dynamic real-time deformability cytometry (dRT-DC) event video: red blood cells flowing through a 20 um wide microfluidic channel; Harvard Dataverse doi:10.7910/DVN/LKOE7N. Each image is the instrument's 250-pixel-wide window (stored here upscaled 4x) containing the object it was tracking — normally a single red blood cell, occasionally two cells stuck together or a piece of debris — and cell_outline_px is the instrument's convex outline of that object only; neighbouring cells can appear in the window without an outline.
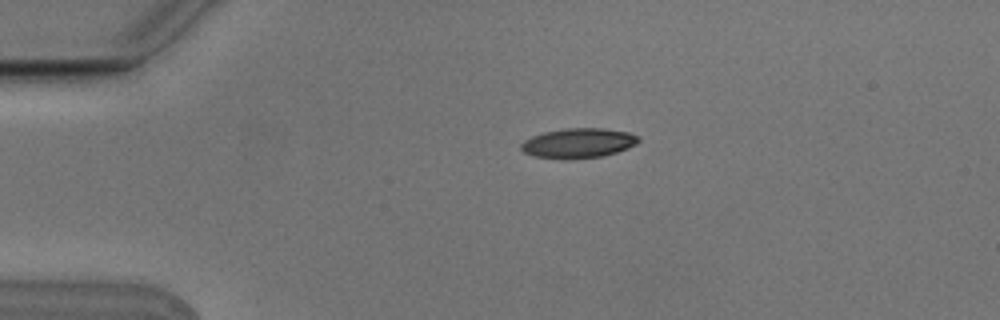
{"species": "Egyptian fruit bat (a non-hibernating species)", "species_latin": "Rousettus aegyptiacus", "temperature_condition": "cold", "stored_images_in_passage": 4, "camera_frame_rate_fps": 3000, "um_per_image_px": 0.085, "animal": {"sex": "male"}, "frame": {"image": 1, "passage_image": 1, "time_ms": 0.0, "image_size_px": [1000, 320], "cell_outline_px": [[640, 140], [636, 144], [628, 148], [604, 156], [572, 160], [564, 160], [532, 156], [524, 152], [520, 148], [520, 144], [524, 140], [532, 136], [544, 132], [564, 128], [604, 128], [628, 132], [636, 136]], "centroid_in_image_um": [49.12, 12.18], "position_along_channel_um": 35.9, "area_um2": 20.69}}
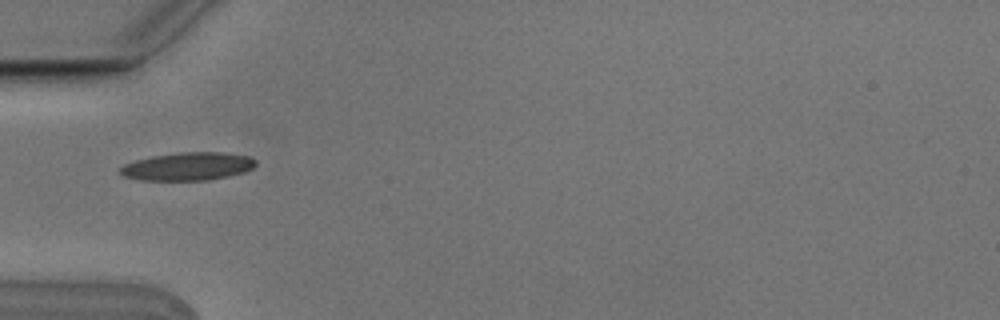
{"frame": {"image": 2, "passage_image": 2, "time_ms": 0.333, "image_size_px": [1000, 320], "cell_outline_px": [[256, 164], [252, 168], [244, 172], [228, 176], [208, 180], [140, 180], [124, 176], [120, 172], [120, 168], [124, 164], [136, 160], [152, 156], [180, 152], [224, 152], [248, 156], [256, 160]], "centroid_in_image_um": [15.98, 14.14], "position_along_channel_um": 69.0, "area_um2": 22.08}}
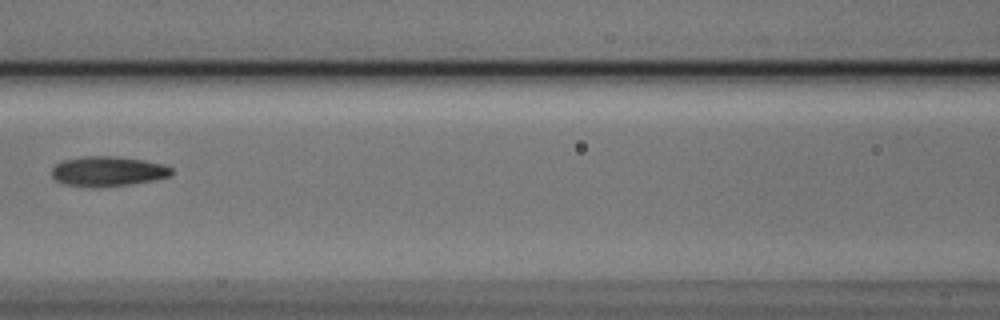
{"frame": {"image": 3, "passage_image": 4, "time_ms": 1.0, "image_size_px": [1000, 320], "cell_outline_px": [[172, 176], [156, 180], [128, 184], [96, 188], [92, 188], [64, 184], [56, 180], [52, 176], [52, 168], [56, 164], [64, 160], [84, 156], [112, 156], [144, 160], [164, 164], [172, 168]], "centroid_in_image_um": [9.18, 14.57], "position_along_channel_um": 157.4, "area_um2": 21.04}}